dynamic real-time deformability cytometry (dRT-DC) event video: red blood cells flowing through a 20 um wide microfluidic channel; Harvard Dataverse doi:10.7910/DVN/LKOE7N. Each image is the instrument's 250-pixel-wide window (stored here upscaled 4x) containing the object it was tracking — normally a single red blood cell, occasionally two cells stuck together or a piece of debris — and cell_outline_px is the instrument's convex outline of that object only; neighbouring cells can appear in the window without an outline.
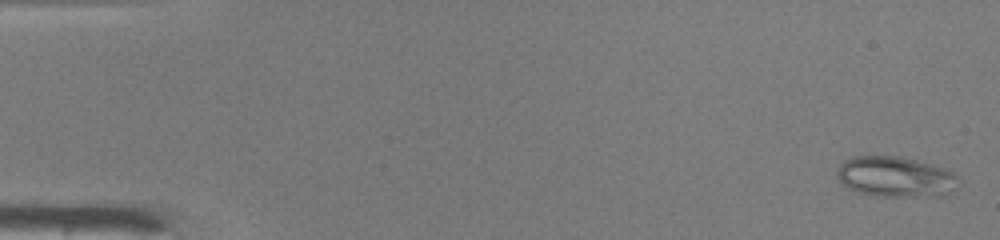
{"species": "common noctule bat (a hibernating species)", "species_latin": "Nyctalus noctula", "temperature_condition": "warm", "stored_images_in_passage": 49, "camera_frame_rate_fps": 3000, "um_per_image_px": 0.085, "animal": {"sex": "male", "body_mass_g": 19.0, "forearm_length_mm": 50.8}, "frame": {"image": 1, "passage_image": 2, "time_ms": 0.333, "image_size_px": [1000, 240], "cell_outline_px": [[956, 188], [944, 192], [916, 196], [876, 196], [860, 192], [848, 188], [840, 184], [836, 176], [836, 172], [840, 164], [844, 160], [856, 156], [900, 156], [932, 164], [944, 168], [952, 172], [956, 176]], "centroid_in_image_um": [76.0, 15.0], "position_along_channel_um": 9.0, "area_um2": 28.15}}
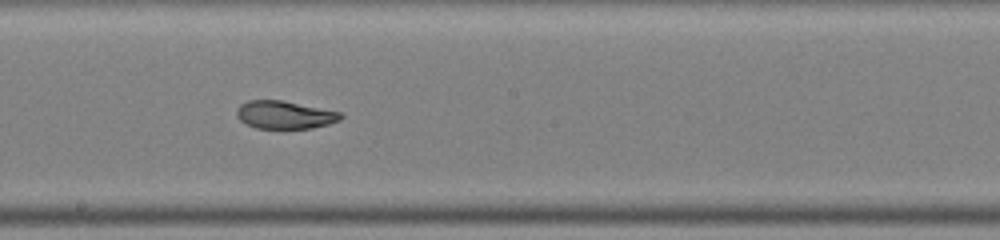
{"frame": {"image": 2, "passage_image": 28, "time_ms": 9.0, "image_size_px": [1000, 240], "cell_outline_px": [[344, 116], [340, 120], [328, 124], [312, 128], [256, 128], [244, 124], [236, 116], [236, 108], [240, 104], [248, 100], [284, 100], [340, 112]], "centroid_in_image_um": [24.16, 9.75], "position_along_channel_um": 224.0, "area_um2": 17.05}}
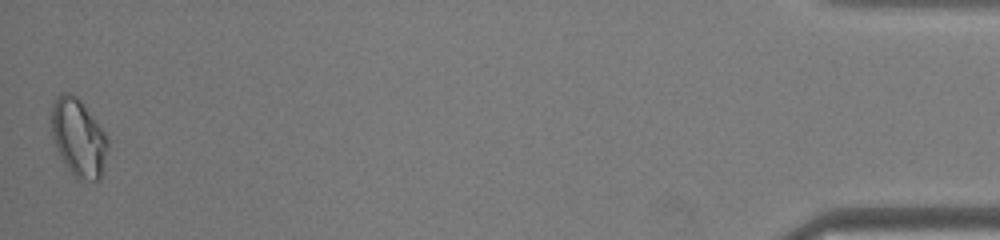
{"frame": {"image": 3, "passage_image": 49, "time_ms": 16.0, "image_size_px": [1000, 240], "cell_outline_px": [[108, 144], [100, 180], [76, 180], [60, 156], [56, 148], [52, 136], [52, 104], [56, 96], [60, 92], [68, 92], [76, 96], [84, 104], [104, 132], [108, 140]], "centroid_in_image_um": [6.65, 11.69], "position_along_channel_um": 428.5, "area_um2": 25.37}, "authors_computed_cell_mechanics": {"area_um2": 20.0566, "velocity_mm_per_s": 4.1755, "shape_relaxation_time_tau1_ms": null, "shape_relaxation_time_tau2_ms": 1.568, "deformation_change_tau1": null, "deformation_change_tau2": 0.0437}}